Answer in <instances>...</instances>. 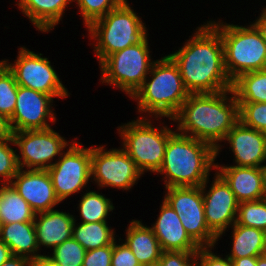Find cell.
<instances>
[{
	"instance_id": "ba28073f",
	"label": "cell",
	"mask_w": 266,
	"mask_h": 266,
	"mask_svg": "<svg viewBox=\"0 0 266 266\" xmlns=\"http://www.w3.org/2000/svg\"><path fill=\"white\" fill-rule=\"evenodd\" d=\"M202 186L169 187L165 201L175 210L190 238L199 246H212L217 236L208 228L204 213Z\"/></svg>"
},
{
	"instance_id": "3957f363",
	"label": "cell",
	"mask_w": 266,
	"mask_h": 266,
	"mask_svg": "<svg viewBox=\"0 0 266 266\" xmlns=\"http://www.w3.org/2000/svg\"><path fill=\"white\" fill-rule=\"evenodd\" d=\"M215 156L216 148L211 144L173 133L168 139L158 172L164 171L170 176L167 188L202 186Z\"/></svg>"
},
{
	"instance_id": "8d00e7d4",
	"label": "cell",
	"mask_w": 266,
	"mask_h": 266,
	"mask_svg": "<svg viewBox=\"0 0 266 266\" xmlns=\"http://www.w3.org/2000/svg\"><path fill=\"white\" fill-rule=\"evenodd\" d=\"M197 256V252L162 251L159 264L161 266H191L187 263L188 257ZM196 266V263L193 265Z\"/></svg>"
},
{
	"instance_id": "30bf717a",
	"label": "cell",
	"mask_w": 266,
	"mask_h": 266,
	"mask_svg": "<svg viewBox=\"0 0 266 266\" xmlns=\"http://www.w3.org/2000/svg\"><path fill=\"white\" fill-rule=\"evenodd\" d=\"M50 174L56 196L60 201L77 192L87 183L91 174V149H81L72 145L63 159L50 164Z\"/></svg>"
},
{
	"instance_id": "ffe728a7",
	"label": "cell",
	"mask_w": 266,
	"mask_h": 266,
	"mask_svg": "<svg viewBox=\"0 0 266 266\" xmlns=\"http://www.w3.org/2000/svg\"><path fill=\"white\" fill-rule=\"evenodd\" d=\"M40 215L39 223H34L37 243L55 248L72 238L74 223L72 216L53 210L40 212Z\"/></svg>"
},
{
	"instance_id": "ac0fdd59",
	"label": "cell",
	"mask_w": 266,
	"mask_h": 266,
	"mask_svg": "<svg viewBox=\"0 0 266 266\" xmlns=\"http://www.w3.org/2000/svg\"><path fill=\"white\" fill-rule=\"evenodd\" d=\"M151 229L162 251L198 252L203 249L190 238L179 216L166 201L163 202L156 225Z\"/></svg>"
},
{
	"instance_id": "8fae6325",
	"label": "cell",
	"mask_w": 266,
	"mask_h": 266,
	"mask_svg": "<svg viewBox=\"0 0 266 266\" xmlns=\"http://www.w3.org/2000/svg\"><path fill=\"white\" fill-rule=\"evenodd\" d=\"M46 58L22 49L15 67L6 65L19 86L33 89L50 96H67L55 71Z\"/></svg>"
},
{
	"instance_id": "f1b7e54d",
	"label": "cell",
	"mask_w": 266,
	"mask_h": 266,
	"mask_svg": "<svg viewBox=\"0 0 266 266\" xmlns=\"http://www.w3.org/2000/svg\"><path fill=\"white\" fill-rule=\"evenodd\" d=\"M113 209L108 199L95 192L84 195L80 204L81 216L84 223L106 222L108 210Z\"/></svg>"
},
{
	"instance_id": "4fadbf2b",
	"label": "cell",
	"mask_w": 266,
	"mask_h": 266,
	"mask_svg": "<svg viewBox=\"0 0 266 266\" xmlns=\"http://www.w3.org/2000/svg\"><path fill=\"white\" fill-rule=\"evenodd\" d=\"M12 138L21 149L24 164L28 167L38 165L34 170H47L49 165L44 163L66 146L64 140L50 128L12 132Z\"/></svg>"
},
{
	"instance_id": "5bb4252c",
	"label": "cell",
	"mask_w": 266,
	"mask_h": 266,
	"mask_svg": "<svg viewBox=\"0 0 266 266\" xmlns=\"http://www.w3.org/2000/svg\"><path fill=\"white\" fill-rule=\"evenodd\" d=\"M51 98L48 94L18 86L16 106L9 119L12 132L50 128L44 119L45 116L51 115L47 107ZM13 123H16V126H13Z\"/></svg>"
},
{
	"instance_id": "9c48e42d",
	"label": "cell",
	"mask_w": 266,
	"mask_h": 266,
	"mask_svg": "<svg viewBox=\"0 0 266 266\" xmlns=\"http://www.w3.org/2000/svg\"><path fill=\"white\" fill-rule=\"evenodd\" d=\"M130 125V128L128 127L122 132L125 137V148H127L125 151L140 172L146 168L158 172L163 163L168 139L173 132L165 128L159 133L148 122L144 123L141 120L139 124L133 122Z\"/></svg>"
},
{
	"instance_id": "7dc6e473",
	"label": "cell",
	"mask_w": 266,
	"mask_h": 266,
	"mask_svg": "<svg viewBox=\"0 0 266 266\" xmlns=\"http://www.w3.org/2000/svg\"><path fill=\"white\" fill-rule=\"evenodd\" d=\"M151 266H161V265L158 263V264H154V265H151Z\"/></svg>"
},
{
	"instance_id": "44dd1931",
	"label": "cell",
	"mask_w": 266,
	"mask_h": 266,
	"mask_svg": "<svg viewBox=\"0 0 266 266\" xmlns=\"http://www.w3.org/2000/svg\"><path fill=\"white\" fill-rule=\"evenodd\" d=\"M127 235L126 244L141 266L159 263L162 249L151 228L142 226L139 221H133Z\"/></svg>"
},
{
	"instance_id": "484cf974",
	"label": "cell",
	"mask_w": 266,
	"mask_h": 266,
	"mask_svg": "<svg viewBox=\"0 0 266 266\" xmlns=\"http://www.w3.org/2000/svg\"><path fill=\"white\" fill-rule=\"evenodd\" d=\"M237 102H266V69L240 75L230 91Z\"/></svg>"
},
{
	"instance_id": "e0dca14e",
	"label": "cell",
	"mask_w": 266,
	"mask_h": 266,
	"mask_svg": "<svg viewBox=\"0 0 266 266\" xmlns=\"http://www.w3.org/2000/svg\"><path fill=\"white\" fill-rule=\"evenodd\" d=\"M225 138L232 145L239 167H260L266 159V133L238 121Z\"/></svg>"
},
{
	"instance_id": "277c9868",
	"label": "cell",
	"mask_w": 266,
	"mask_h": 266,
	"mask_svg": "<svg viewBox=\"0 0 266 266\" xmlns=\"http://www.w3.org/2000/svg\"><path fill=\"white\" fill-rule=\"evenodd\" d=\"M156 63L152 66L155 67L153 80L149 83L144 81L133 96L140 97L141 110L175 116L189 92L183 84L177 65L169 56Z\"/></svg>"
},
{
	"instance_id": "f35d334b",
	"label": "cell",
	"mask_w": 266,
	"mask_h": 266,
	"mask_svg": "<svg viewBox=\"0 0 266 266\" xmlns=\"http://www.w3.org/2000/svg\"><path fill=\"white\" fill-rule=\"evenodd\" d=\"M30 260V261H28ZM29 266L32 265V261L30 258L25 257V255H11L2 265L0 266H25V264Z\"/></svg>"
},
{
	"instance_id": "8992f818",
	"label": "cell",
	"mask_w": 266,
	"mask_h": 266,
	"mask_svg": "<svg viewBox=\"0 0 266 266\" xmlns=\"http://www.w3.org/2000/svg\"><path fill=\"white\" fill-rule=\"evenodd\" d=\"M88 28L93 36L100 35V42L96 48L100 62L112 53L139 43L145 37L142 23L126 1L93 21Z\"/></svg>"
},
{
	"instance_id": "4dcf8cb0",
	"label": "cell",
	"mask_w": 266,
	"mask_h": 266,
	"mask_svg": "<svg viewBox=\"0 0 266 266\" xmlns=\"http://www.w3.org/2000/svg\"><path fill=\"white\" fill-rule=\"evenodd\" d=\"M239 121L266 133V102H238Z\"/></svg>"
},
{
	"instance_id": "7a4b0ae2",
	"label": "cell",
	"mask_w": 266,
	"mask_h": 266,
	"mask_svg": "<svg viewBox=\"0 0 266 266\" xmlns=\"http://www.w3.org/2000/svg\"><path fill=\"white\" fill-rule=\"evenodd\" d=\"M225 92L189 94L178 113L173 116V119L181 118L180 130H191L195 134L191 137L214 146L216 154L218 148L213 142L225 139L239 121L236 96L232 97V106L228 108L223 103Z\"/></svg>"
},
{
	"instance_id": "f6af8a7d",
	"label": "cell",
	"mask_w": 266,
	"mask_h": 266,
	"mask_svg": "<svg viewBox=\"0 0 266 266\" xmlns=\"http://www.w3.org/2000/svg\"><path fill=\"white\" fill-rule=\"evenodd\" d=\"M257 266H266V256H257Z\"/></svg>"
},
{
	"instance_id": "d6986e66",
	"label": "cell",
	"mask_w": 266,
	"mask_h": 266,
	"mask_svg": "<svg viewBox=\"0 0 266 266\" xmlns=\"http://www.w3.org/2000/svg\"><path fill=\"white\" fill-rule=\"evenodd\" d=\"M221 170L220 176L229 185L239 203L266 198L262 167L233 166L222 167Z\"/></svg>"
},
{
	"instance_id": "7402d4cb",
	"label": "cell",
	"mask_w": 266,
	"mask_h": 266,
	"mask_svg": "<svg viewBox=\"0 0 266 266\" xmlns=\"http://www.w3.org/2000/svg\"><path fill=\"white\" fill-rule=\"evenodd\" d=\"M35 221L1 224L0 239L10 248L12 255L37 250Z\"/></svg>"
},
{
	"instance_id": "6da1fadb",
	"label": "cell",
	"mask_w": 266,
	"mask_h": 266,
	"mask_svg": "<svg viewBox=\"0 0 266 266\" xmlns=\"http://www.w3.org/2000/svg\"><path fill=\"white\" fill-rule=\"evenodd\" d=\"M200 28L197 36L177 53L168 55L177 65L189 94L231 91L224 66L223 42L214 25Z\"/></svg>"
},
{
	"instance_id": "83f0119b",
	"label": "cell",
	"mask_w": 266,
	"mask_h": 266,
	"mask_svg": "<svg viewBox=\"0 0 266 266\" xmlns=\"http://www.w3.org/2000/svg\"><path fill=\"white\" fill-rule=\"evenodd\" d=\"M3 63H0V114L9 120L16 106L19 85L6 63Z\"/></svg>"
},
{
	"instance_id": "ab89813d",
	"label": "cell",
	"mask_w": 266,
	"mask_h": 266,
	"mask_svg": "<svg viewBox=\"0 0 266 266\" xmlns=\"http://www.w3.org/2000/svg\"><path fill=\"white\" fill-rule=\"evenodd\" d=\"M32 266H62L51 257L35 255L31 257Z\"/></svg>"
},
{
	"instance_id": "603a6c76",
	"label": "cell",
	"mask_w": 266,
	"mask_h": 266,
	"mask_svg": "<svg viewBox=\"0 0 266 266\" xmlns=\"http://www.w3.org/2000/svg\"><path fill=\"white\" fill-rule=\"evenodd\" d=\"M71 0H21L19 5L27 16L42 31L56 24Z\"/></svg>"
},
{
	"instance_id": "d6a6232c",
	"label": "cell",
	"mask_w": 266,
	"mask_h": 266,
	"mask_svg": "<svg viewBox=\"0 0 266 266\" xmlns=\"http://www.w3.org/2000/svg\"><path fill=\"white\" fill-rule=\"evenodd\" d=\"M125 0H78L82 10L84 20L89 26L93 21L103 17L115 7L122 4ZM108 7V8H107ZM107 8V12H105Z\"/></svg>"
},
{
	"instance_id": "836d02e7",
	"label": "cell",
	"mask_w": 266,
	"mask_h": 266,
	"mask_svg": "<svg viewBox=\"0 0 266 266\" xmlns=\"http://www.w3.org/2000/svg\"><path fill=\"white\" fill-rule=\"evenodd\" d=\"M4 141H12V139H0V175L9 178H13L20 170L19 157L16 156L14 151L8 147Z\"/></svg>"
},
{
	"instance_id": "d590c367",
	"label": "cell",
	"mask_w": 266,
	"mask_h": 266,
	"mask_svg": "<svg viewBox=\"0 0 266 266\" xmlns=\"http://www.w3.org/2000/svg\"><path fill=\"white\" fill-rule=\"evenodd\" d=\"M111 266H141L127 244L119 245L113 243Z\"/></svg>"
},
{
	"instance_id": "1f68e13d",
	"label": "cell",
	"mask_w": 266,
	"mask_h": 266,
	"mask_svg": "<svg viewBox=\"0 0 266 266\" xmlns=\"http://www.w3.org/2000/svg\"><path fill=\"white\" fill-rule=\"evenodd\" d=\"M86 250L73 237L54 248L51 257L62 266H82Z\"/></svg>"
},
{
	"instance_id": "7bdbcfd3",
	"label": "cell",
	"mask_w": 266,
	"mask_h": 266,
	"mask_svg": "<svg viewBox=\"0 0 266 266\" xmlns=\"http://www.w3.org/2000/svg\"><path fill=\"white\" fill-rule=\"evenodd\" d=\"M265 11L263 15L261 16V18L256 22V24H254V26L260 32L262 39L266 42V12Z\"/></svg>"
},
{
	"instance_id": "2e32d148",
	"label": "cell",
	"mask_w": 266,
	"mask_h": 266,
	"mask_svg": "<svg viewBox=\"0 0 266 266\" xmlns=\"http://www.w3.org/2000/svg\"><path fill=\"white\" fill-rule=\"evenodd\" d=\"M203 203L208 228L218 237L234 218L239 202L225 180L217 175L209 194L203 196Z\"/></svg>"
},
{
	"instance_id": "e575fe53",
	"label": "cell",
	"mask_w": 266,
	"mask_h": 266,
	"mask_svg": "<svg viewBox=\"0 0 266 266\" xmlns=\"http://www.w3.org/2000/svg\"><path fill=\"white\" fill-rule=\"evenodd\" d=\"M113 243L110 245L88 250L85 253L82 266H111Z\"/></svg>"
},
{
	"instance_id": "5b68a950",
	"label": "cell",
	"mask_w": 266,
	"mask_h": 266,
	"mask_svg": "<svg viewBox=\"0 0 266 266\" xmlns=\"http://www.w3.org/2000/svg\"><path fill=\"white\" fill-rule=\"evenodd\" d=\"M252 26L247 29L226 25L220 33L224 66L232 82L242 74L266 69V42L256 27Z\"/></svg>"
},
{
	"instance_id": "ee69618b",
	"label": "cell",
	"mask_w": 266,
	"mask_h": 266,
	"mask_svg": "<svg viewBox=\"0 0 266 266\" xmlns=\"http://www.w3.org/2000/svg\"><path fill=\"white\" fill-rule=\"evenodd\" d=\"M12 255L10 248L0 239V265Z\"/></svg>"
},
{
	"instance_id": "d4e9b609",
	"label": "cell",
	"mask_w": 266,
	"mask_h": 266,
	"mask_svg": "<svg viewBox=\"0 0 266 266\" xmlns=\"http://www.w3.org/2000/svg\"><path fill=\"white\" fill-rule=\"evenodd\" d=\"M1 224L31 222L36 213L12 186L0 188Z\"/></svg>"
},
{
	"instance_id": "74e56055",
	"label": "cell",
	"mask_w": 266,
	"mask_h": 266,
	"mask_svg": "<svg viewBox=\"0 0 266 266\" xmlns=\"http://www.w3.org/2000/svg\"><path fill=\"white\" fill-rule=\"evenodd\" d=\"M205 249L198 251L197 254H201V266H233L230 258L227 261L207 252Z\"/></svg>"
},
{
	"instance_id": "52a82bcc",
	"label": "cell",
	"mask_w": 266,
	"mask_h": 266,
	"mask_svg": "<svg viewBox=\"0 0 266 266\" xmlns=\"http://www.w3.org/2000/svg\"><path fill=\"white\" fill-rule=\"evenodd\" d=\"M147 47L145 36L139 43L107 56L101 62L105 81L132 96L145 81L146 70L150 69Z\"/></svg>"
},
{
	"instance_id": "cb8c5ba5",
	"label": "cell",
	"mask_w": 266,
	"mask_h": 266,
	"mask_svg": "<svg viewBox=\"0 0 266 266\" xmlns=\"http://www.w3.org/2000/svg\"><path fill=\"white\" fill-rule=\"evenodd\" d=\"M230 259L261 256L266 249V232L234 222V245Z\"/></svg>"
},
{
	"instance_id": "b9f144b4",
	"label": "cell",
	"mask_w": 266,
	"mask_h": 266,
	"mask_svg": "<svg viewBox=\"0 0 266 266\" xmlns=\"http://www.w3.org/2000/svg\"><path fill=\"white\" fill-rule=\"evenodd\" d=\"M233 266H257V256L230 259Z\"/></svg>"
},
{
	"instance_id": "bcb514c9",
	"label": "cell",
	"mask_w": 266,
	"mask_h": 266,
	"mask_svg": "<svg viewBox=\"0 0 266 266\" xmlns=\"http://www.w3.org/2000/svg\"><path fill=\"white\" fill-rule=\"evenodd\" d=\"M262 174H263V185H264L265 192H266V166L262 167Z\"/></svg>"
},
{
	"instance_id": "7c38bea8",
	"label": "cell",
	"mask_w": 266,
	"mask_h": 266,
	"mask_svg": "<svg viewBox=\"0 0 266 266\" xmlns=\"http://www.w3.org/2000/svg\"><path fill=\"white\" fill-rule=\"evenodd\" d=\"M103 147L91 149V174L101 185L129 188L141 174L135 162L123 150L102 152Z\"/></svg>"
},
{
	"instance_id": "4316f807",
	"label": "cell",
	"mask_w": 266,
	"mask_h": 266,
	"mask_svg": "<svg viewBox=\"0 0 266 266\" xmlns=\"http://www.w3.org/2000/svg\"><path fill=\"white\" fill-rule=\"evenodd\" d=\"M75 230V232H74ZM113 232L109 230L106 222L82 223L74 229L72 237L88 251L101 248L114 243Z\"/></svg>"
},
{
	"instance_id": "f546056e",
	"label": "cell",
	"mask_w": 266,
	"mask_h": 266,
	"mask_svg": "<svg viewBox=\"0 0 266 266\" xmlns=\"http://www.w3.org/2000/svg\"><path fill=\"white\" fill-rule=\"evenodd\" d=\"M238 224L257 228L266 232V198L239 203Z\"/></svg>"
},
{
	"instance_id": "9a60e30c",
	"label": "cell",
	"mask_w": 266,
	"mask_h": 266,
	"mask_svg": "<svg viewBox=\"0 0 266 266\" xmlns=\"http://www.w3.org/2000/svg\"><path fill=\"white\" fill-rule=\"evenodd\" d=\"M13 178L17 179L13 187L36 214L52 210L60 202L47 170L32 169L24 173L19 170Z\"/></svg>"
},
{
	"instance_id": "60d3db41",
	"label": "cell",
	"mask_w": 266,
	"mask_h": 266,
	"mask_svg": "<svg viewBox=\"0 0 266 266\" xmlns=\"http://www.w3.org/2000/svg\"><path fill=\"white\" fill-rule=\"evenodd\" d=\"M0 139H12V130L9 120L0 114Z\"/></svg>"
}]
</instances>
